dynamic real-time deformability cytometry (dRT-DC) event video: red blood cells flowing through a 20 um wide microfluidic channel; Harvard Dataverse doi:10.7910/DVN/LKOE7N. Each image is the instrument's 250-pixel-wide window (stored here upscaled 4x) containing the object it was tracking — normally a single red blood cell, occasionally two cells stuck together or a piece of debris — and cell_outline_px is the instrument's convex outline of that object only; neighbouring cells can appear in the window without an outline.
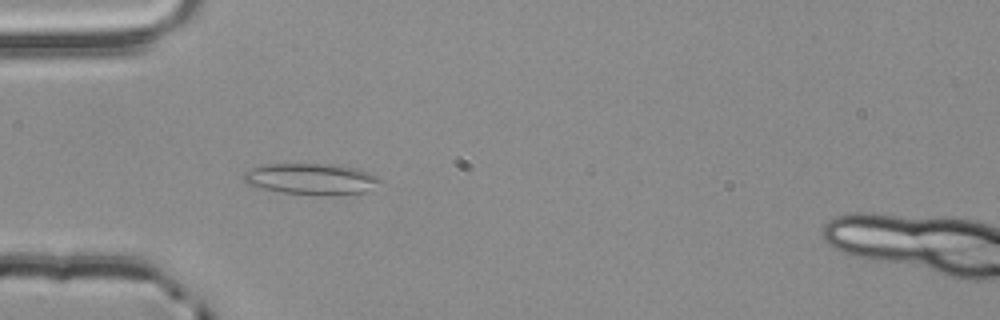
{"species": "common noctule bat (a hibernating species)", "species_latin": "Nyctalus noctula", "temperature_condition": "room temperature", "stored_images_in_passage": 47, "camera_frame_rate_fps": 3000, "um_per_image_px": 0.085, "animal": {"sex": "male", "body_mass_g": 20.4}, "frame": {"image": 1, "passage_image": 17, "time_ms": 5.333, "image_size_px": [1000, 320], "cell_outline_px": [[384, 180], [364, 192], [280, 192], [248, 184], [244, 180], [244, 172], [252, 168], [264, 164], [340, 164], [356, 168], [380, 176]], "centroid_in_image_um": [26.46, 15.14], "position_along_channel_um": 58.5, "area_um2": 23.7}}
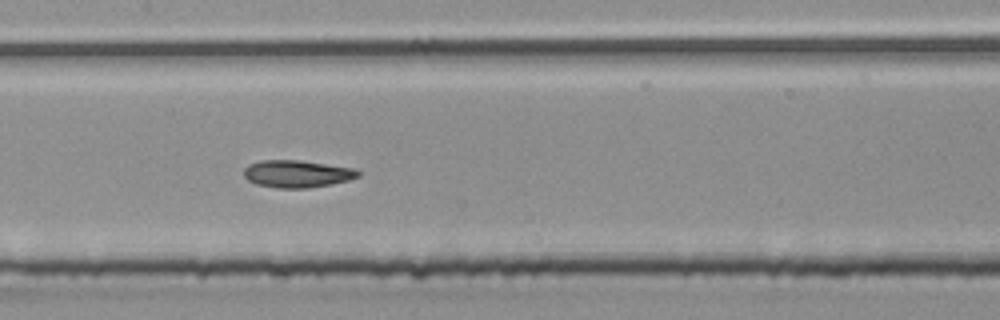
{"frame": {"image": 2, "passage_image": 27, "time_ms": 8.667, "image_size_px": [1000, 320], "cell_outline_px": [[360, 176], [348, 180], [332, 184], [308, 188], [276, 188], [256, 184], [248, 180], [244, 176], [244, 168], [248, 164], [260, 160], [300, 160], [356, 168], [360, 172]], "centroid_in_image_um": [25.25, 14.77], "position_along_channel_um": 182.1, "area_um2": 18.38}}
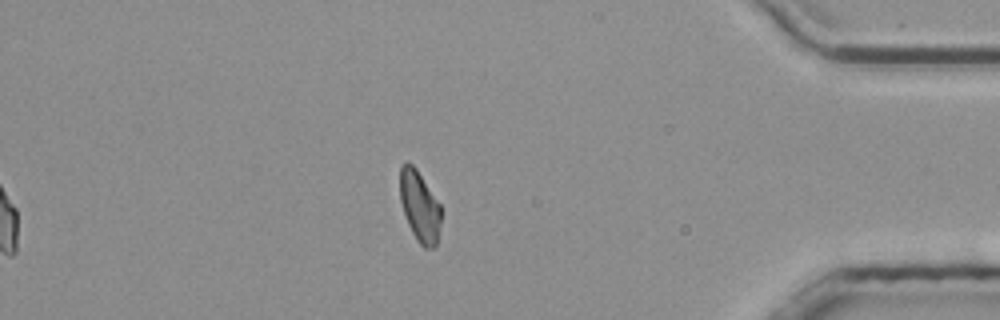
{"frame": {"image": 3, "passage_image": 47, "time_ms": 15.333, "image_size_px": [1000, 320], "cell_outline_px": [[440, 224], [436, 244], [432, 248], [424, 248], [416, 240], [408, 224], [400, 200], [400, 168], [408, 160], [416, 168], [440, 204]], "centroid_in_image_um": [35.66, 17.53], "position_along_channel_um": 399.5, "area_um2": 16.76}, "authors_computed_cell_mechanics": {"area_um2": 18.2648, "velocity_mm_per_s": 3.8413, "shape_relaxation_time_tau1_ms": null, "shape_relaxation_time_tau2_ms": 2.5491, "deformation_change_tau1": null, "deformation_change_tau2": 0.089}}